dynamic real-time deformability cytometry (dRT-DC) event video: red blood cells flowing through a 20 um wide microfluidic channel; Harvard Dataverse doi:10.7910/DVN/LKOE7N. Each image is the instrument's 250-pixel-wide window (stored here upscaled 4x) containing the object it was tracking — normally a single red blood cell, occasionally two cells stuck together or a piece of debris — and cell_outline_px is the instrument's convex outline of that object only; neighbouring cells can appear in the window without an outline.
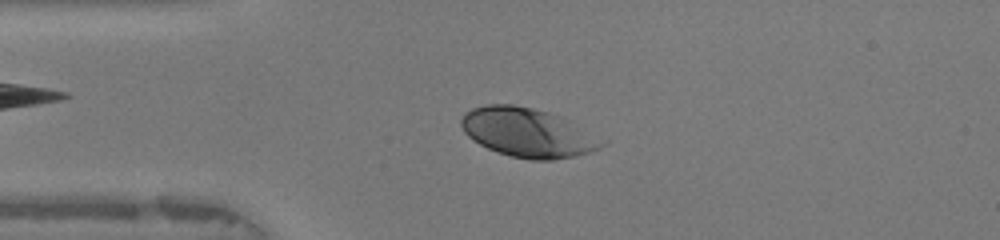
{"species": "human", "species_latin": "Homo sapiens", "temperature_condition": "warm", "stored_images_in_passage": 42, "camera_frame_rate_fps": 3000, "um_per_image_px": 0.085, "donor": {"sex": "female"}, "frame": {"image": 1, "passage_image": 5, "time_ms": 1.333, "image_size_px": [1000, 240], "cell_outline_px": [[608, 140], [600, 148], [576, 156], [552, 160], [528, 160], [512, 156], [488, 148], [472, 140], [464, 132], [460, 124], [460, 120], [464, 112], [472, 108], [484, 104], [512, 104], [532, 108], [564, 116]], "centroid_in_image_um": [44.9, 11.26], "position_along_channel_um": 40.1, "area_um2": 40.81}}
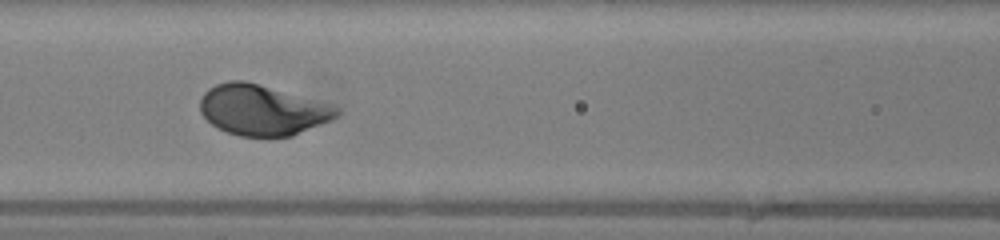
{"frame": {"image": 2, "passage_image": 14, "time_ms": 4.333, "image_size_px": [1000, 240], "cell_outline_px": [[340, 112], [332, 120], [292, 136], [240, 136], [216, 128], [200, 112], [200, 100], [204, 92], [208, 88], [216, 84], [228, 80], [244, 80], [332, 104], [340, 108]], "centroid_in_image_um": [22.3, 9.34], "position_along_channel_um": 144.3, "area_um2": 40.23}}
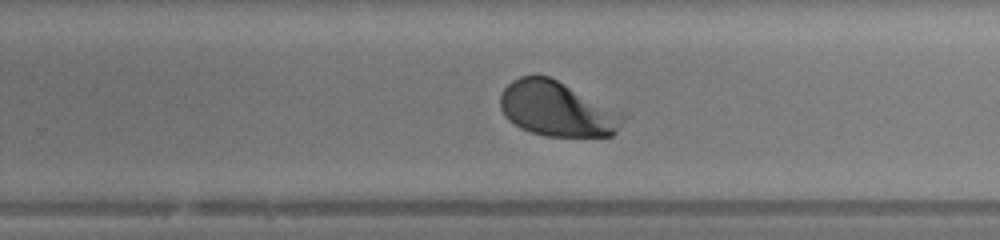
{"frame": {"image": 3, "passage_image": 24, "time_ms": 7.667, "image_size_px": [1000, 240], "cell_outline_px": [[628, 116], [616, 132], [612, 136], [544, 136], [520, 128], [508, 120], [504, 116], [500, 108], [500, 96], [504, 88], [512, 80], [520, 76], [548, 76]], "centroid_in_image_um": [47.32, 9.28], "position_along_channel_um": 282.5, "area_um2": 38.84}, "authors_computed_cell_mechanics": {"area_um2": 40.6045, "velocity_mm_per_s": 4.1478, "shape_relaxation_time_tau1_ms": 1.5713, "shape_relaxation_time_tau2_ms": null, "deformation_change_tau1": 0.1341, "deformation_change_tau2": null}}